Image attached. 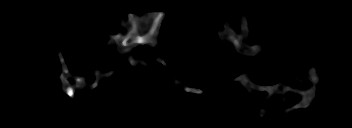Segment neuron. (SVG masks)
Returning <instances> with one entry per match:
<instances>
[{
  "instance_id": "neuron-1",
  "label": "neuron",
  "mask_w": 352,
  "mask_h": 128,
  "mask_svg": "<svg viewBox=\"0 0 352 128\" xmlns=\"http://www.w3.org/2000/svg\"><path fill=\"white\" fill-rule=\"evenodd\" d=\"M165 16L164 12H146L143 15L139 16L137 14L130 13L127 17V21H122L120 22L121 25H128V31L125 36H123L121 33H118L116 35L110 36L109 40L114 41V44L120 49V55L122 57H125L128 59L129 63L132 65V68L136 66L137 64L144 65L145 61H135L130 55L129 52L132 51V47L136 46L138 44L142 45H149V46H156L158 44V39H157V34L160 32V25ZM242 23L240 25V28L244 32V34H239L237 32H234L230 28V26H226V31L224 34L220 33V31H217V36L221 38V40H229L240 54L246 55V56H255L259 53L260 49L262 48L261 46H249L246 45L243 41L245 35L248 33V28L246 26V22L248 20L247 16H241ZM142 23H145L147 29L143 30L142 29ZM58 56L60 59V64L63 67V73L59 76L60 80L62 81V87H63V92L68 95L70 98H73L79 89H83L86 84H89L86 82V79L82 78L81 76H76L75 79V84L72 86L68 80L70 78V72L68 70V67L64 63V57L62 51H58ZM159 63L165 64V62L161 58L156 59ZM103 73L102 71H99L98 73H95L96 80L91 85V89H95L99 82V78L97 76H100L98 74ZM114 74V70H111L105 74L106 77H111ZM312 80V84H317L319 82V75L315 71V67H312L309 71V80ZM235 81H241L242 85L245 86V88L251 92L250 90L256 89L257 91H268L270 94L269 96L265 99H269L270 96H274L276 93L282 94L283 91L278 90L276 87L273 86H259L253 84L251 81L248 80L246 72L244 75H241L232 82ZM84 84V85H83ZM290 85H285L283 89L286 91L292 90L289 88ZM186 92H193V93H201L200 89H194V88H188L185 87ZM296 93L302 94L303 99L301 102L296 104L294 107L288 109L287 111H293L296 110L299 107L302 108H308L310 102L315 98L316 96V88L312 87L309 90H296ZM264 109H260V117H263Z\"/></svg>"
}]
</instances>
